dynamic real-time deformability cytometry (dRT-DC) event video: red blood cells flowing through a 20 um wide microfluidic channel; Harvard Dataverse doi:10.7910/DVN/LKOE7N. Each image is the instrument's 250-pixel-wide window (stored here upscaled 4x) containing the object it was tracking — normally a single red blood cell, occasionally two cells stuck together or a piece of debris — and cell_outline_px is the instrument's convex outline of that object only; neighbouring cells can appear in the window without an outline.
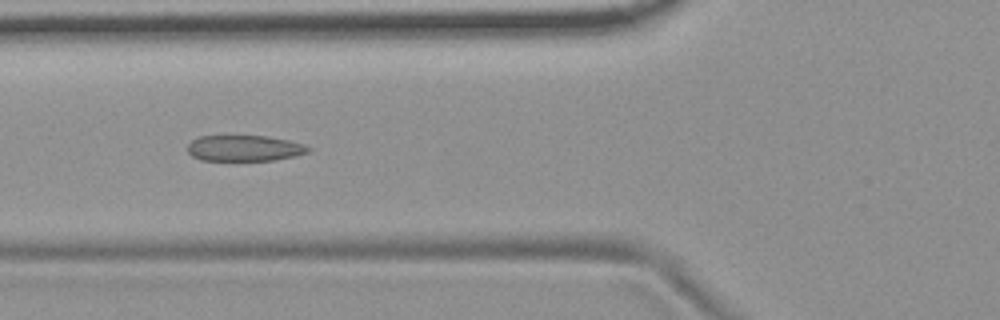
{"species": "common noctule bat (a hibernating species)", "species_latin": "Nyctalus noctula", "temperature_condition": "room temperature", "stored_images_in_passage": 18, "camera_frame_rate_fps": 3000, "um_per_image_px": 0.085, "animal": {"sex": "female", "body_mass_g": 19.9}, "frame": {"image": 1, "passage_image": 11, "time_ms": 3.333, "image_size_px": [1000, 320], "cell_outline_px": [[312, 148], [308, 152], [296, 156], [276, 160], [200, 160], [192, 156], [188, 152], [188, 144], [192, 140], [200, 136], [268, 136], [288, 140], [304, 144]], "centroid_in_image_um": [20.8, 12.6], "position_along_channel_um": 105.0, "area_um2": 18.26}}